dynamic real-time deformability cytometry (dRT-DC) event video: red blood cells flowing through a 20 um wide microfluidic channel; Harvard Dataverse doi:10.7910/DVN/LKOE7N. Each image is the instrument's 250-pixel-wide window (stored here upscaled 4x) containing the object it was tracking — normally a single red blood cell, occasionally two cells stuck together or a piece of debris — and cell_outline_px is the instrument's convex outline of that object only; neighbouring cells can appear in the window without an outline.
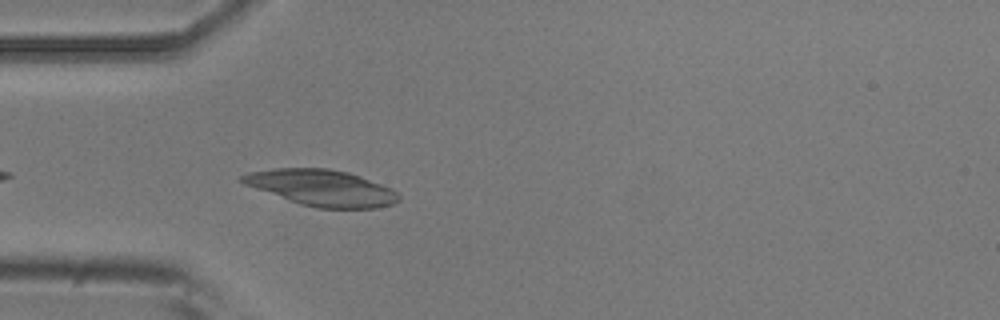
{"species": "common noctule bat (a hibernating species)", "species_latin": "Nyctalus noctula", "temperature_condition": "room temperature", "stored_images_in_passage": 38, "camera_frame_rate_fps": 3000, "um_per_image_px": 0.085, "animal": {"sex": "male", "body_mass_g": 20.5, "forearm_length_mm": 52.5}, "frame": {"image": 1, "passage_image": 3, "time_ms": 0.667, "image_size_px": [1000, 320], "cell_outline_px": [[400, 200], [392, 204], [376, 208], [316, 208], [300, 204], [244, 184], [240, 180], [240, 176], [252, 172], [276, 168], [328, 168], [348, 172], [360, 176], [392, 188], [400, 196]], "centroid_in_image_um": [27.38, 15.97], "position_along_channel_um": 57.6, "area_um2": 32.71}}
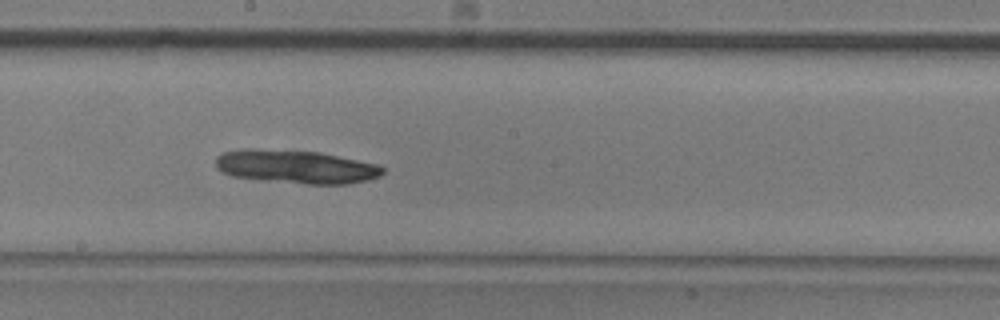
{"frame": {"image": 2, "passage_image": 16, "time_ms": 5.0, "image_size_px": [1000, 320], "cell_outline_px": [[384, 172], [380, 176], [368, 180], [348, 184], [308, 184], [264, 180], [232, 176], [220, 172], [216, 168], [216, 156], [224, 152], [244, 148], [248, 148], [320, 152], [376, 164], [384, 168]], "centroid_in_image_um": [25.13, 14.17], "position_along_channel_um": 223.1, "area_um2": 32.54}}
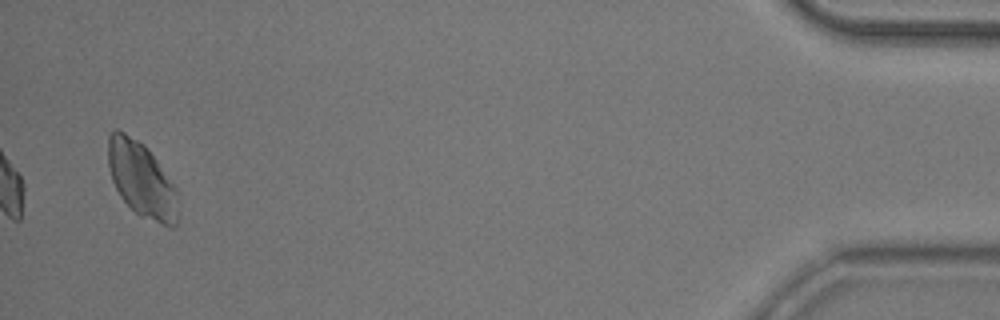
{"frame": {"image": 3, "passage_image": 38, "time_ms": 12.333, "image_size_px": [1000, 320], "cell_outline_px": [[180, 216], [176, 224], [172, 228], [160, 224], [140, 216], [120, 196], [112, 180], [108, 164], [108, 136], [116, 128], [124, 132], [144, 144], [156, 160], [176, 188]], "centroid_in_image_um": [12.06, 15.3], "position_along_channel_um": 423.1, "area_um2": 30.63}}